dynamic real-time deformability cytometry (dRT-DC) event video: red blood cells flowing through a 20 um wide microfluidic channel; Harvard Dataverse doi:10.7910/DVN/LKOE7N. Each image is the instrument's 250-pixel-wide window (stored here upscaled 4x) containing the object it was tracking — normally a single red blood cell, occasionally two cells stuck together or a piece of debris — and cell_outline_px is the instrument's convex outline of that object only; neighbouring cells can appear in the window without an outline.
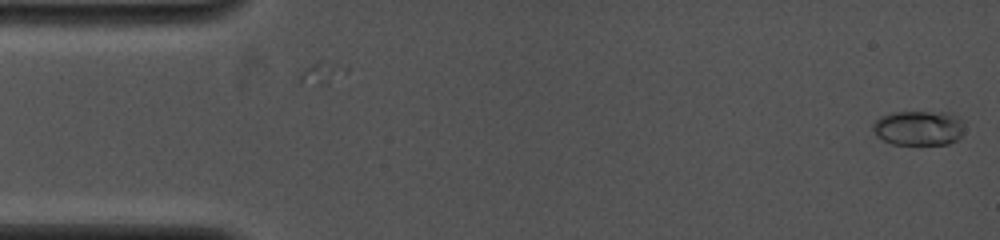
{"species": "common noctule bat (a hibernating species)", "species_latin": "Nyctalus noctula", "temperature_condition": "cold", "stored_images_in_passage": 2, "camera_frame_rate_fps": 4000, "um_per_image_px": 0.085, "animal": {"sex": "female", "body_mass_g": 19.0, "forearm_length_mm": 53.3}, "frame": {"image": 1, "passage_image": 2, "time_ms": 0.75, "image_size_px": [1000, 240], "cell_outline_px": [[964, 120], [960, 136], [956, 140], [948, 144], [892, 144], [876, 136], [872, 128], [872, 124], [880, 116], [892, 112], [952, 112]], "centroid_in_image_um": [78.08, 10.86], "position_along_channel_um": 6.9, "area_um2": 18.73}}